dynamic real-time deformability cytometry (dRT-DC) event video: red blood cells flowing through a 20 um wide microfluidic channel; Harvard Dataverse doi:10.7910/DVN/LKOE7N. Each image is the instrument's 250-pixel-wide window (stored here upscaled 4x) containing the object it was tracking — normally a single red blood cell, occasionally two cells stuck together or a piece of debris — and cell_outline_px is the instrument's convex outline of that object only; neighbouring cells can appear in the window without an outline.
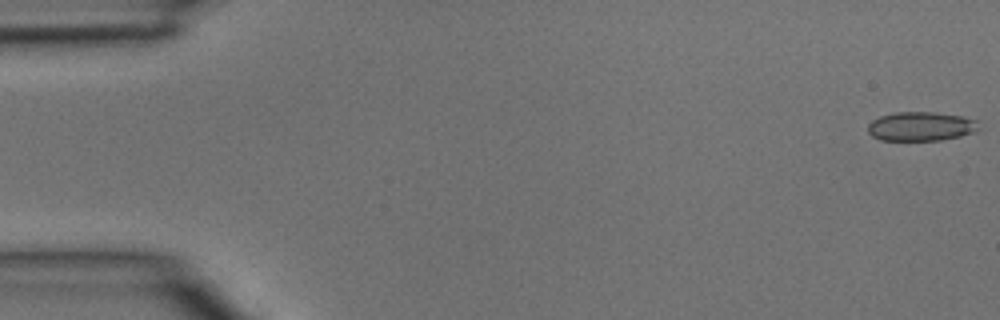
{"species": "common noctule bat (a hibernating species)", "species_latin": "Nyctalus noctula", "temperature_condition": "room temperature", "stored_images_in_passage": 4, "camera_frame_rate_fps": 3000, "um_per_image_px": 0.085, "animal": {"sex": "male", "body_mass_g": 15.6}, "frame": {"image": 1, "passage_image": 1, "time_ms": 0.0, "image_size_px": [1000, 320], "cell_outline_px": [[980, 120], [976, 128], [972, 132], [960, 136], [940, 140], [880, 140], [872, 136], [868, 132], [868, 124], [872, 120], [880, 116], [892, 112], [936, 112], [964, 116]], "centroid_in_image_um": [78.26, 10.72], "position_along_channel_um": 6.7, "area_um2": 18.9}}
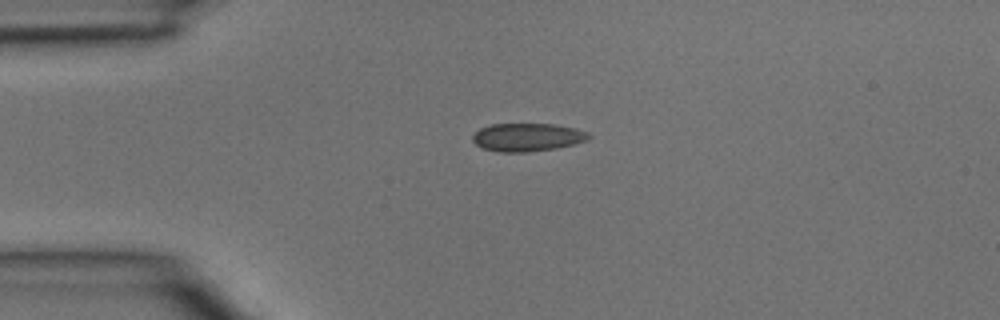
{"frame": {"image": 2, "passage_image": 3, "time_ms": 0.667, "image_size_px": [1000, 320], "cell_outline_px": [[592, 136], [588, 140], [576, 144], [556, 148], [528, 152], [500, 152], [484, 148], [476, 144], [472, 140], [472, 136], [480, 128], [492, 124], [552, 124], [576, 128], [588, 132]], "centroid_in_image_um": [44.86, 11.66], "position_along_channel_um": 40.1, "area_um2": 19.07}}